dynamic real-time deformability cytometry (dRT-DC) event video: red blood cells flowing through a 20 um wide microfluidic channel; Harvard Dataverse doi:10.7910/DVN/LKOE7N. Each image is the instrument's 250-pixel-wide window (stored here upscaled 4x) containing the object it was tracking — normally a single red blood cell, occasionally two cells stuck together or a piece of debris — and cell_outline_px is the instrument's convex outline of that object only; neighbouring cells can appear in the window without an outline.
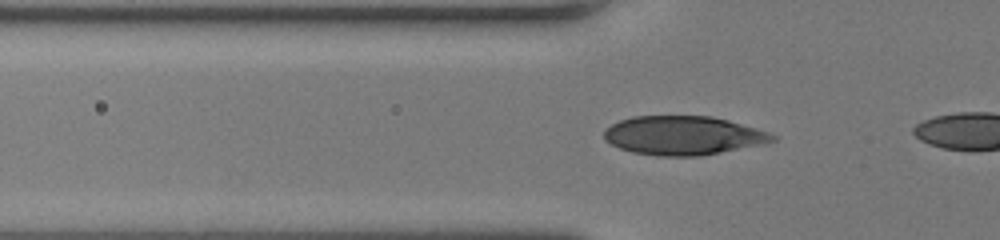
{"species": "human", "species_latin": "Homo sapiens", "temperature_condition": "room temperature", "stored_images_in_passage": 17, "camera_frame_rate_fps": 3000, "um_per_image_px": 0.085, "donor": {"sex": "female"}, "frame": {"image": 1, "passage_image": 15, "time_ms": 4.667, "image_size_px": [1000, 240], "cell_outline_px": [[776, 140], [764, 144], [700, 156], [656, 156], [632, 152], [620, 148], [604, 140], [604, 132], [612, 124], [620, 120], [632, 116], [712, 116], [728, 120], [756, 128], [768, 132], [776, 136]], "centroid_in_image_um": [58.08, 11.52], "position_along_channel_um": 67.7, "area_um2": 38.15}}